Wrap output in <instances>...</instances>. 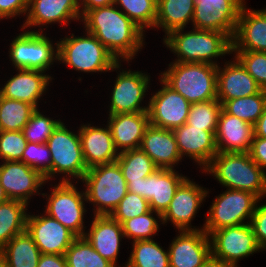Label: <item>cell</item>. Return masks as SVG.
<instances>
[{
    "instance_id": "cell-1",
    "label": "cell",
    "mask_w": 266,
    "mask_h": 267,
    "mask_svg": "<svg viewBox=\"0 0 266 267\" xmlns=\"http://www.w3.org/2000/svg\"><path fill=\"white\" fill-rule=\"evenodd\" d=\"M115 6L88 10L81 21L117 61H129L143 46L144 31Z\"/></svg>"
},
{
    "instance_id": "cell-2",
    "label": "cell",
    "mask_w": 266,
    "mask_h": 267,
    "mask_svg": "<svg viewBox=\"0 0 266 267\" xmlns=\"http://www.w3.org/2000/svg\"><path fill=\"white\" fill-rule=\"evenodd\" d=\"M203 170L228 189L247 191L259 199L266 196V173L249 152H218Z\"/></svg>"
},
{
    "instance_id": "cell-3",
    "label": "cell",
    "mask_w": 266,
    "mask_h": 267,
    "mask_svg": "<svg viewBox=\"0 0 266 267\" xmlns=\"http://www.w3.org/2000/svg\"><path fill=\"white\" fill-rule=\"evenodd\" d=\"M183 30H173L163 39L167 48L177 55L175 62L218 66L213 58L233 53L232 39L223 32L193 28V31L184 33Z\"/></svg>"
},
{
    "instance_id": "cell-4",
    "label": "cell",
    "mask_w": 266,
    "mask_h": 267,
    "mask_svg": "<svg viewBox=\"0 0 266 267\" xmlns=\"http://www.w3.org/2000/svg\"><path fill=\"white\" fill-rule=\"evenodd\" d=\"M161 79L190 104L217 99L216 65L173 62Z\"/></svg>"
},
{
    "instance_id": "cell-5",
    "label": "cell",
    "mask_w": 266,
    "mask_h": 267,
    "mask_svg": "<svg viewBox=\"0 0 266 267\" xmlns=\"http://www.w3.org/2000/svg\"><path fill=\"white\" fill-rule=\"evenodd\" d=\"M86 37H65L57 43V60L81 72H107L119 69L121 62L88 31Z\"/></svg>"
},
{
    "instance_id": "cell-6",
    "label": "cell",
    "mask_w": 266,
    "mask_h": 267,
    "mask_svg": "<svg viewBox=\"0 0 266 267\" xmlns=\"http://www.w3.org/2000/svg\"><path fill=\"white\" fill-rule=\"evenodd\" d=\"M82 181L85 182L87 203L96 205L94 215H110L128 192L117 162L89 168Z\"/></svg>"
},
{
    "instance_id": "cell-7",
    "label": "cell",
    "mask_w": 266,
    "mask_h": 267,
    "mask_svg": "<svg viewBox=\"0 0 266 267\" xmlns=\"http://www.w3.org/2000/svg\"><path fill=\"white\" fill-rule=\"evenodd\" d=\"M260 199L247 191L228 189L210 206L203 230L210 235L220 228L246 224L251 220Z\"/></svg>"
},
{
    "instance_id": "cell-8",
    "label": "cell",
    "mask_w": 266,
    "mask_h": 267,
    "mask_svg": "<svg viewBox=\"0 0 266 267\" xmlns=\"http://www.w3.org/2000/svg\"><path fill=\"white\" fill-rule=\"evenodd\" d=\"M82 192L77 191L74 184L63 176L61 182L54 186L51 195L46 198L48 201L45 214L59 221L77 237H83L85 234L83 218L86 212V195Z\"/></svg>"
},
{
    "instance_id": "cell-9",
    "label": "cell",
    "mask_w": 266,
    "mask_h": 267,
    "mask_svg": "<svg viewBox=\"0 0 266 267\" xmlns=\"http://www.w3.org/2000/svg\"><path fill=\"white\" fill-rule=\"evenodd\" d=\"M51 155V179L64 173L82 180L88 168L84 161L79 133L68 130L63 122L53 131L47 141Z\"/></svg>"
},
{
    "instance_id": "cell-10",
    "label": "cell",
    "mask_w": 266,
    "mask_h": 267,
    "mask_svg": "<svg viewBox=\"0 0 266 267\" xmlns=\"http://www.w3.org/2000/svg\"><path fill=\"white\" fill-rule=\"evenodd\" d=\"M42 32L43 30H28L14 38L10 44L9 56L15 68L46 72L57 60V43L55 49L49 37Z\"/></svg>"
},
{
    "instance_id": "cell-11",
    "label": "cell",
    "mask_w": 266,
    "mask_h": 267,
    "mask_svg": "<svg viewBox=\"0 0 266 267\" xmlns=\"http://www.w3.org/2000/svg\"><path fill=\"white\" fill-rule=\"evenodd\" d=\"M209 238L211 256L234 267L238 266V260L262 250L248 221L247 224L224 227L213 231Z\"/></svg>"
},
{
    "instance_id": "cell-12",
    "label": "cell",
    "mask_w": 266,
    "mask_h": 267,
    "mask_svg": "<svg viewBox=\"0 0 266 267\" xmlns=\"http://www.w3.org/2000/svg\"><path fill=\"white\" fill-rule=\"evenodd\" d=\"M187 179L174 169L158 168L141 181H128L129 192L136 193L149 202L150 209L162 221V214L168 208L176 190Z\"/></svg>"
},
{
    "instance_id": "cell-13",
    "label": "cell",
    "mask_w": 266,
    "mask_h": 267,
    "mask_svg": "<svg viewBox=\"0 0 266 267\" xmlns=\"http://www.w3.org/2000/svg\"><path fill=\"white\" fill-rule=\"evenodd\" d=\"M192 24L195 29L214 30L233 39L245 0H194Z\"/></svg>"
},
{
    "instance_id": "cell-14",
    "label": "cell",
    "mask_w": 266,
    "mask_h": 267,
    "mask_svg": "<svg viewBox=\"0 0 266 267\" xmlns=\"http://www.w3.org/2000/svg\"><path fill=\"white\" fill-rule=\"evenodd\" d=\"M160 81L162 89L150 98L148 104L149 123L154 127L173 130L186 123L191 104L161 78Z\"/></svg>"
},
{
    "instance_id": "cell-15",
    "label": "cell",
    "mask_w": 266,
    "mask_h": 267,
    "mask_svg": "<svg viewBox=\"0 0 266 267\" xmlns=\"http://www.w3.org/2000/svg\"><path fill=\"white\" fill-rule=\"evenodd\" d=\"M150 77L140 71H124L117 75L111 96L109 115L148 112L141 101L148 91Z\"/></svg>"
},
{
    "instance_id": "cell-16",
    "label": "cell",
    "mask_w": 266,
    "mask_h": 267,
    "mask_svg": "<svg viewBox=\"0 0 266 267\" xmlns=\"http://www.w3.org/2000/svg\"><path fill=\"white\" fill-rule=\"evenodd\" d=\"M45 215L28 214L26 231L31 235L41 254L65 255L77 236L56 219Z\"/></svg>"
},
{
    "instance_id": "cell-17",
    "label": "cell",
    "mask_w": 266,
    "mask_h": 267,
    "mask_svg": "<svg viewBox=\"0 0 266 267\" xmlns=\"http://www.w3.org/2000/svg\"><path fill=\"white\" fill-rule=\"evenodd\" d=\"M45 182L46 179L40 172L22 161H4L0 165V184L10 200L28 205V200L39 192Z\"/></svg>"
},
{
    "instance_id": "cell-18",
    "label": "cell",
    "mask_w": 266,
    "mask_h": 267,
    "mask_svg": "<svg viewBox=\"0 0 266 267\" xmlns=\"http://www.w3.org/2000/svg\"><path fill=\"white\" fill-rule=\"evenodd\" d=\"M207 194L208 191L187 178L176 190L168 208L161 215L162 224L171 221L179 231L202 230L191 228L190 225Z\"/></svg>"
},
{
    "instance_id": "cell-19",
    "label": "cell",
    "mask_w": 266,
    "mask_h": 267,
    "mask_svg": "<svg viewBox=\"0 0 266 267\" xmlns=\"http://www.w3.org/2000/svg\"><path fill=\"white\" fill-rule=\"evenodd\" d=\"M168 249L170 267H201L211 256L209 235L202 230L179 231Z\"/></svg>"
},
{
    "instance_id": "cell-20",
    "label": "cell",
    "mask_w": 266,
    "mask_h": 267,
    "mask_svg": "<svg viewBox=\"0 0 266 267\" xmlns=\"http://www.w3.org/2000/svg\"><path fill=\"white\" fill-rule=\"evenodd\" d=\"M181 155H188L204 169L218 153L215 132L192 127L187 123L172 130Z\"/></svg>"
},
{
    "instance_id": "cell-21",
    "label": "cell",
    "mask_w": 266,
    "mask_h": 267,
    "mask_svg": "<svg viewBox=\"0 0 266 267\" xmlns=\"http://www.w3.org/2000/svg\"><path fill=\"white\" fill-rule=\"evenodd\" d=\"M241 7L232 51L266 52V9L250 10Z\"/></svg>"
},
{
    "instance_id": "cell-22",
    "label": "cell",
    "mask_w": 266,
    "mask_h": 267,
    "mask_svg": "<svg viewBox=\"0 0 266 267\" xmlns=\"http://www.w3.org/2000/svg\"><path fill=\"white\" fill-rule=\"evenodd\" d=\"M235 60V61H234ZM225 68L217 66V99L223 105L227 100L260 93L263 89L235 58Z\"/></svg>"
},
{
    "instance_id": "cell-23",
    "label": "cell",
    "mask_w": 266,
    "mask_h": 267,
    "mask_svg": "<svg viewBox=\"0 0 266 267\" xmlns=\"http://www.w3.org/2000/svg\"><path fill=\"white\" fill-rule=\"evenodd\" d=\"M215 136L218 152L246 153L251 149L254 125L228 114L222 108Z\"/></svg>"
},
{
    "instance_id": "cell-24",
    "label": "cell",
    "mask_w": 266,
    "mask_h": 267,
    "mask_svg": "<svg viewBox=\"0 0 266 267\" xmlns=\"http://www.w3.org/2000/svg\"><path fill=\"white\" fill-rule=\"evenodd\" d=\"M84 161L87 168L116 162L119 152L116 150L107 125L106 128L82 125L78 131Z\"/></svg>"
},
{
    "instance_id": "cell-25",
    "label": "cell",
    "mask_w": 266,
    "mask_h": 267,
    "mask_svg": "<svg viewBox=\"0 0 266 267\" xmlns=\"http://www.w3.org/2000/svg\"><path fill=\"white\" fill-rule=\"evenodd\" d=\"M79 0H29L27 18L21 29L50 24H69L82 18Z\"/></svg>"
},
{
    "instance_id": "cell-26",
    "label": "cell",
    "mask_w": 266,
    "mask_h": 267,
    "mask_svg": "<svg viewBox=\"0 0 266 267\" xmlns=\"http://www.w3.org/2000/svg\"><path fill=\"white\" fill-rule=\"evenodd\" d=\"M94 220L84 238L93 248L115 267L120 249V241L124 236L122 225L110 215H94Z\"/></svg>"
},
{
    "instance_id": "cell-27",
    "label": "cell",
    "mask_w": 266,
    "mask_h": 267,
    "mask_svg": "<svg viewBox=\"0 0 266 267\" xmlns=\"http://www.w3.org/2000/svg\"><path fill=\"white\" fill-rule=\"evenodd\" d=\"M17 70L18 73L0 88V96L26 102L37 109L38 101L47 90L49 81H52V78L49 75L43 74L45 72L39 70Z\"/></svg>"
},
{
    "instance_id": "cell-28",
    "label": "cell",
    "mask_w": 266,
    "mask_h": 267,
    "mask_svg": "<svg viewBox=\"0 0 266 267\" xmlns=\"http://www.w3.org/2000/svg\"><path fill=\"white\" fill-rule=\"evenodd\" d=\"M108 119V126L117 151L140 148L144 132L150 125L148 112L109 115Z\"/></svg>"
},
{
    "instance_id": "cell-29",
    "label": "cell",
    "mask_w": 266,
    "mask_h": 267,
    "mask_svg": "<svg viewBox=\"0 0 266 267\" xmlns=\"http://www.w3.org/2000/svg\"><path fill=\"white\" fill-rule=\"evenodd\" d=\"M140 149L158 168L174 169L175 164L182 159L173 131L152 125L146 128Z\"/></svg>"
},
{
    "instance_id": "cell-30",
    "label": "cell",
    "mask_w": 266,
    "mask_h": 267,
    "mask_svg": "<svg viewBox=\"0 0 266 267\" xmlns=\"http://www.w3.org/2000/svg\"><path fill=\"white\" fill-rule=\"evenodd\" d=\"M41 252L25 230L14 236L1 250L0 260L7 267H37Z\"/></svg>"
},
{
    "instance_id": "cell-31",
    "label": "cell",
    "mask_w": 266,
    "mask_h": 267,
    "mask_svg": "<svg viewBox=\"0 0 266 267\" xmlns=\"http://www.w3.org/2000/svg\"><path fill=\"white\" fill-rule=\"evenodd\" d=\"M194 0H157V18L154 28L162 27L165 34L184 29L193 20Z\"/></svg>"
},
{
    "instance_id": "cell-32",
    "label": "cell",
    "mask_w": 266,
    "mask_h": 267,
    "mask_svg": "<svg viewBox=\"0 0 266 267\" xmlns=\"http://www.w3.org/2000/svg\"><path fill=\"white\" fill-rule=\"evenodd\" d=\"M27 204L18 200L0 203V250L26 230Z\"/></svg>"
},
{
    "instance_id": "cell-33",
    "label": "cell",
    "mask_w": 266,
    "mask_h": 267,
    "mask_svg": "<svg viewBox=\"0 0 266 267\" xmlns=\"http://www.w3.org/2000/svg\"><path fill=\"white\" fill-rule=\"evenodd\" d=\"M155 240L133 242V251L125 267H170L168 250L164 251Z\"/></svg>"
},
{
    "instance_id": "cell-34",
    "label": "cell",
    "mask_w": 266,
    "mask_h": 267,
    "mask_svg": "<svg viewBox=\"0 0 266 267\" xmlns=\"http://www.w3.org/2000/svg\"><path fill=\"white\" fill-rule=\"evenodd\" d=\"M123 177L128 181H141L158 169L152 159L140 148L119 152L116 160Z\"/></svg>"
},
{
    "instance_id": "cell-35",
    "label": "cell",
    "mask_w": 266,
    "mask_h": 267,
    "mask_svg": "<svg viewBox=\"0 0 266 267\" xmlns=\"http://www.w3.org/2000/svg\"><path fill=\"white\" fill-rule=\"evenodd\" d=\"M35 110L31 104L0 96V131H22Z\"/></svg>"
},
{
    "instance_id": "cell-36",
    "label": "cell",
    "mask_w": 266,
    "mask_h": 267,
    "mask_svg": "<svg viewBox=\"0 0 266 267\" xmlns=\"http://www.w3.org/2000/svg\"><path fill=\"white\" fill-rule=\"evenodd\" d=\"M265 106L266 90H262L251 96L227 100L222 108L228 114L254 125L262 115Z\"/></svg>"
},
{
    "instance_id": "cell-37",
    "label": "cell",
    "mask_w": 266,
    "mask_h": 267,
    "mask_svg": "<svg viewBox=\"0 0 266 267\" xmlns=\"http://www.w3.org/2000/svg\"><path fill=\"white\" fill-rule=\"evenodd\" d=\"M67 267H115L84 238L77 237L65 253Z\"/></svg>"
},
{
    "instance_id": "cell-38",
    "label": "cell",
    "mask_w": 266,
    "mask_h": 267,
    "mask_svg": "<svg viewBox=\"0 0 266 267\" xmlns=\"http://www.w3.org/2000/svg\"><path fill=\"white\" fill-rule=\"evenodd\" d=\"M117 4L123 8L120 10L143 31L147 27L154 28L157 18V0H114V5Z\"/></svg>"
},
{
    "instance_id": "cell-39",
    "label": "cell",
    "mask_w": 266,
    "mask_h": 267,
    "mask_svg": "<svg viewBox=\"0 0 266 267\" xmlns=\"http://www.w3.org/2000/svg\"><path fill=\"white\" fill-rule=\"evenodd\" d=\"M222 104L218 99L192 103L186 123L192 127L216 132Z\"/></svg>"
},
{
    "instance_id": "cell-40",
    "label": "cell",
    "mask_w": 266,
    "mask_h": 267,
    "mask_svg": "<svg viewBox=\"0 0 266 267\" xmlns=\"http://www.w3.org/2000/svg\"><path fill=\"white\" fill-rule=\"evenodd\" d=\"M153 210L125 220L122 225L124 236L132 238L133 242L139 240H150L153 234H157L159 229L158 220L153 217Z\"/></svg>"
},
{
    "instance_id": "cell-41",
    "label": "cell",
    "mask_w": 266,
    "mask_h": 267,
    "mask_svg": "<svg viewBox=\"0 0 266 267\" xmlns=\"http://www.w3.org/2000/svg\"><path fill=\"white\" fill-rule=\"evenodd\" d=\"M61 123V120H53L42 115L37 108L31 115L30 120L23 128L27 142L30 143H47L48 138Z\"/></svg>"
},
{
    "instance_id": "cell-42",
    "label": "cell",
    "mask_w": 266,
    "mask_h": 267,
    "mask_svg": "<svg viewBox=\"0 0 266 267\" xmlns=\"http://www.w3.org/2000/svg\"><path fill=\"white\" fill-rule=\"evenodd\" d=\"M21 161L40 172L48 181L51 178V155L46 143H27Z\"/></svg>"
},
{
    "instance_id": "cell-43",
    "label": "cell",
    "mask_w": 266,
    "mask_h": 267,
    "mask_svg": "<svg viewBox=\"0 0 266 267\" xmlns=\"http://www.w3.org/2000/svg\"><path fill=\"white\" fill-rule=\"evenodd\" d=\"M150 210L146 199L128 191L110 216L122 224L125 220L143 215Z\"/></svg>"
},
{
    "instance_id": "cell-44",
    "label": "cell",
    "mask_w": 266,
    "mask_h": 267,
    "mask_svg": "<svg viewBox=\"0 0 266 267\" xmlns=\"http://www.w3.org/2000/svg\"><path fill=\"white\" fill-rule=\"evenodd\" d=\"M235 58L246 71L255 79L259 86L266 90V52L232 51Z\"/></svg>"
},
{
    "instance_id": "cell-45",
    "label": "cell",
    "mask_w": 266,
    "mask_h": 267,
    "mask_svg": "<svg viewBox=\"0 0 266 267\" xmlns=\"http://www.w3.org/2000/svg\"><path fill=\"white\" fill-rule=\"evenodd\" d=\"M27 143L22 131H0V159L21 161Z\"/></svg>"
},
{
    "instance_id": "cell-46",
    "label": "cell",
    "mask_w": 266,
    "mask_h": 267,
    "mask_svg": "<svg viewBox=\"0 0 266 267\" xmlns=\"http://www.w3.org/2000/svg\"><path fill=\"white\" fill-rule=\"evenodd\" d=\"M250 225L258 245L263 250L266 249V203L256 205L255 212L250 220Z\"/></svg>"
},
{
    "instance_id": "cell-47",
    "label": "cell",
    "mask_w": 266,
    "mask_h": 267,
    "mask_svg": "<svg viewBox=\"0 0 266 267\" xmlns=\"http://www.w3.org/2000/svg\"><path fill=\"white\" fill-rule=\"evenodd\" d=\"M29 0H0V19L27 14Z\"/></svg>"
},
{
    "instance_id": "cell-48",
    "label": "cell",
    "mask_w": 266,
    "mask_h": 267,
    "mask_svg": "<svg viewBox=\"0 0 266 267\" xmlns=\"http://www.w3.org/2000/svg\"><path fill=\"white\" fill-rule=\"evenodd\" d=\"M249 154L264 171L266 168V138L254 136Z\"/></svg>"
},
{
    "instance_id": "cell-49",
    "label": "cell",
    "mask_w": 266,
    "mask_h": 267,
    "mask_svg": "<svg viewBox=\"0 0 266 267\" xmlns=\"http://www.w3.org/2000/svg\"><path fill=\"white\" fill-rule=\"evenodd\" d=\"M37 267H67L65 255L41 254Z\"/></svg>"
},
{
    "instance_id": "cell-50",
    "label": "cell",
    "mask_w": 266,
    "mask_h": 267,
    "mask_svg": "<svg viewBox=\"0 0 266 267\" xmlns=\"http://www.w3.org/2000/svg\"><path fill=\"white\" fill-rule=\"evenodd\" d=\"M114 4V0H79V6L82 7L81 16H83L88 10L104 7Z\"/></svg>"
},
{
    "instance_id": "cell-51",
    "label": "cell",
    "mask_w": 266,
    "mask_h": 267,
    "mask_svg": "<svg viewBox=\"0 0 266 267\" xmlns=\"http://www.w3.org/2000/svg\"><path fill=\"white\" fill-rule=\"evenodd\" d=\"M254 136L266 138V106L262 115L254 124Z\"/></svg>"
},
{
    "instance_id": "cell-52",
    "label": "cell",
    "mask_w": 266,
    "mask_h": 267,
    "mask_svg": "<svg viewBox=\"0 0 266 267\" xmlns=\"http://www.w3.org/2000/svg\"><path fill=\"white\" fill-rule=\"evenodd\" d=\"M201 267H234L228 263H224L221 260L215 259L210 256L209 259Z\"/></svg>"
},
{
    "instance_id": "cell-53",
    "label": "cell",
    "mask_w": 266,
    "mask_h": 267,
    "mask_svg": "<svg viewBox=\"0 0 266 267\" xmlns=\"http://www.w3.org/2000/svg\"><path fill=\"white\" fill-rule=\"evenodd\" d=\"M9 198L6 195L4 188L2 187V185L0 184V203L6 202L8 201Z\"/></svg>"
},
{
    "instance_id": "cell-54",
    "label": "cell",
    "mask_w": 266,
    "mask_h": 267,
    "mask_svg": "<svg viewBox=\"0 0 266 267\" xmlns=\"http://www.w3.org/2000/svg\"><path fill=\"white\" fill-rule=\"evenodd\" d=\"M0 267H7V266L0 260Z\"/></svg>"
}]
</instances>
